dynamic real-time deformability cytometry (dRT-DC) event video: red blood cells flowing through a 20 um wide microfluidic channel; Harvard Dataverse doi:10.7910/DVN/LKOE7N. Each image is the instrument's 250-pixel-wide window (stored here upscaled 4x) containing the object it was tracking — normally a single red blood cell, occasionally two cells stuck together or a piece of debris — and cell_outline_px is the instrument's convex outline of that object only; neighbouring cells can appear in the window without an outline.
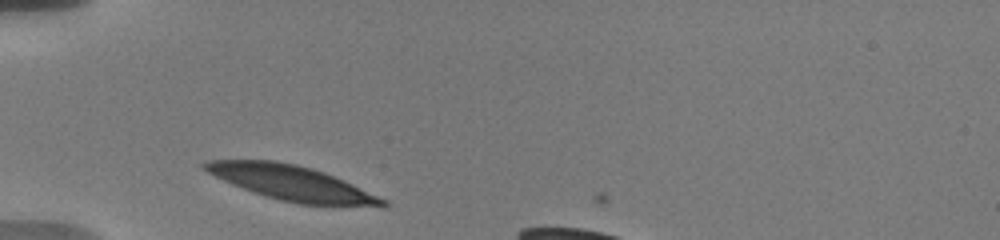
{"species": "human", "species_latin": "Homo sapiens", "temperature_condition": "warm", "stored_images_in_passage": 3, "segment_of_instrument_passage": [1, 2], "camera_frame_rate_fps": 3000, "um_per_image_px": 0.085, "donor": {"sex": "male"}, "frame": {"image": 1, "passage_image": 1, "time_ms": 0.0, "image_size_px": [1000, 240], "cell_outline_px": [[388, 208], [380, 208], [300, 204], [280, 200], [264, 196], [232, 184], [200, 168], [200, 164], [208, 160], [276, 160], [296, 164], [312, 168], [324, 172], [352, 184], [388, 200]], "centroid_in_image_um": [24.88, 15.58], "position_along_channel_um": 60.1, "area_um2": 36.53}}
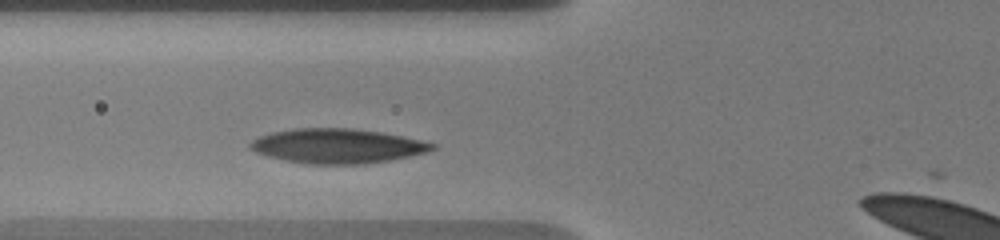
{"frame": {"image": 2, "passage_image": 2, "time_ms": 1.333, "image_size_px": [1000, 240], "cell_outline_px": [[436, 148], [428, 152], [388, 160], [364, 164], [304, 164], [284, 160], [268, 156], [256, 152], [248, 144], [252, 140], [260, 136], [272, 132], [296, 128], [348, 128], [380, 132], [420, 140], [436, 144]], "centroid_in_image_um": [28.66, 12.41], "position_along_channel_um": 97.1, "area_um2": 36.41}}